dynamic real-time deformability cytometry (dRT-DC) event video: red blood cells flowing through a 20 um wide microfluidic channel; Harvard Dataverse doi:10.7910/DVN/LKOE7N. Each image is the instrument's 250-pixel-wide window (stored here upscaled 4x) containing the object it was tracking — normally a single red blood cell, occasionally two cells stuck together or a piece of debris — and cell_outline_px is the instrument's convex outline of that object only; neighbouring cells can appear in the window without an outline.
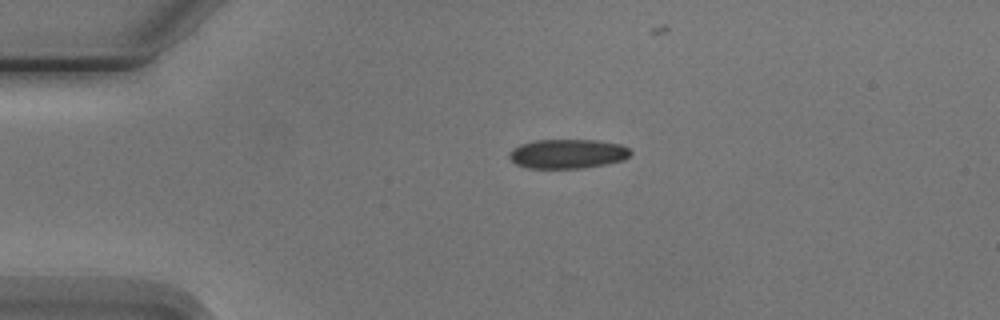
{"species": "Egyptian fruit bat (a non-hibernating species)", "species_latin": "Rousettus aegyptiacus", "temperature_condition": "cold", "stored_images_in_passage": 3, "camera_frame_rate_fps": 3000, "um_per_image_px": 0.085, "animal": {"sex": "male"}, "frame": {"image": 1, "passage_image": 1, "time_ms": 0.0, "image_size_px": [1000, 320], "cell_outline_px": [[632, 152], [624, 160], [584, 168], [528, 168], [516, 164], [508, 156], [508, 152], [512, 148], [520, 144], [536, 140], [596, 140], [620, 144], [628, 148]], "centroid_in_image_um": [48.22, 13.07], "position_along_channel_um": 36.8, "area_um2": 20.75}}